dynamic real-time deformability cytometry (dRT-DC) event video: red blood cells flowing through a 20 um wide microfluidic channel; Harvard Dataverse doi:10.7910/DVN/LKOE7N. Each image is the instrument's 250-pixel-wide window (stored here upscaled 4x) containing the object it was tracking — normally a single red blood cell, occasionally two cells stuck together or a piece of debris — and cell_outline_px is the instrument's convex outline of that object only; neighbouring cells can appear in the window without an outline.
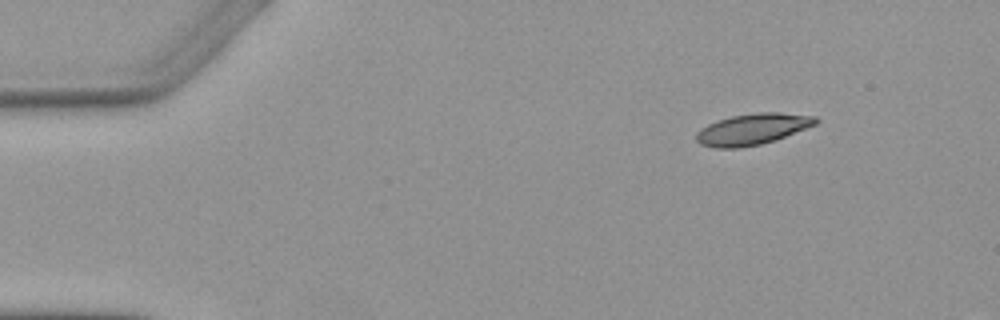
{"species": "Egyptian fruit bat (a non-hibernating species)", "species_latin": "Rousettus aegyptiacus", "temperature_condition": "warm", "stored_images_in_passage": 5, "camera_frame_rate_fps": 3000, "um_per_image_px": 0.085, "animal": {"sex": "female"}, "frame": {"image": 1, "passage_image": 1, "time_ms": 0.0, "image_size_px": [1000, 320], "cell_outline_px": [[820, 120], [816, 124], [784, 136], [760, 144], [740, 148], [716, 148], [700, 144], [696, 140], [696, 132], [700, 128], [708, 124], [732, 116], [756, 112], [780, 112], [816, 116]], "centroid_in_image_um": [63.94, 10.97], "position_along_channel_um": 21.1, "area_um2": 21.5}}
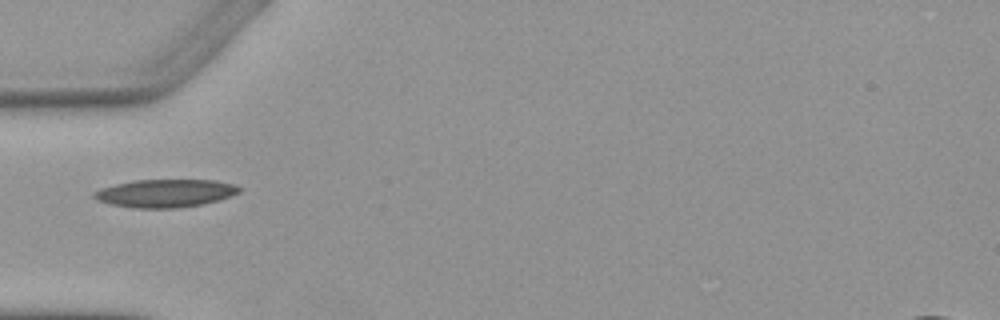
{"frame": {"image": 2, "passage_image": 4, "time_ms": 3.667, "image_size_px": [1000, 320], "cell_outline_px": [[240, 192], [220, 200], [204, 204], [180, 208], [132, 208], [112, 204], [96, 200], [92, 196], [92, 192], [100, 188], [116, 184], [136, 180], [216, 180], [232, 184], [240, 188]], "centroid_in_image_um": [14.03, 16.43], "position_along_channel_um": 71.0, "area_um2": 23.76}}